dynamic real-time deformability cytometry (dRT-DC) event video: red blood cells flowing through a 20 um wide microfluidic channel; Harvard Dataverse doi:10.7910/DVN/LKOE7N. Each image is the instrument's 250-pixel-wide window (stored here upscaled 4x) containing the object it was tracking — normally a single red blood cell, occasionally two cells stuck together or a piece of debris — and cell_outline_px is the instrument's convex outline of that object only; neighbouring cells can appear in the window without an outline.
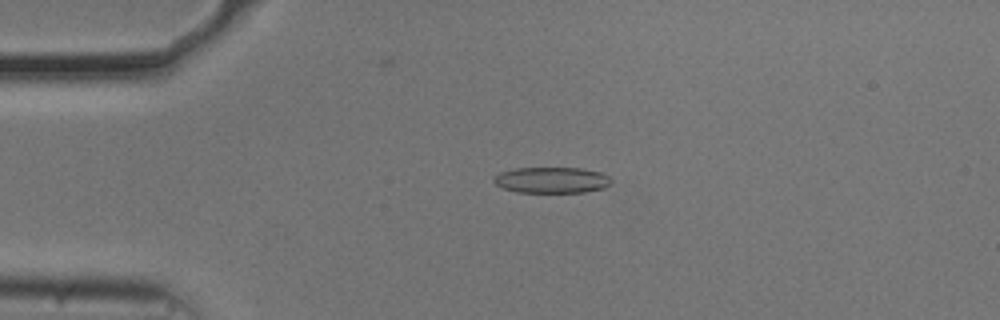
{"species": "common noctule bat (a hibernating species)", "species_latin": "Nyctalus noctula", "temperature_condition": "cold", "stored_images_in_passage": 47, "camera_frame_rate_fps": 3000, "um_per_image_px": 0.085, "animal": {"sex": "male", "body_mass_g": 20.5, "forearm_length_mm": 52.5}, "frame": {"image": 1, "passage_image": 4, "time_ms": 1.0, "image_size_px": [1000, 320], "cell_outline_px": [[612, 180], [604, 188], [584, 192], [516, 192], [504, 188], [496, 184], [492, 180], [500, 172], [516, 168], [580, 168], [600, 172], [608, 176]], "centroid_in_image_um": [46.89, 15.3], "position_along_channel_um": 38.1, "area_um2": 17.63}}
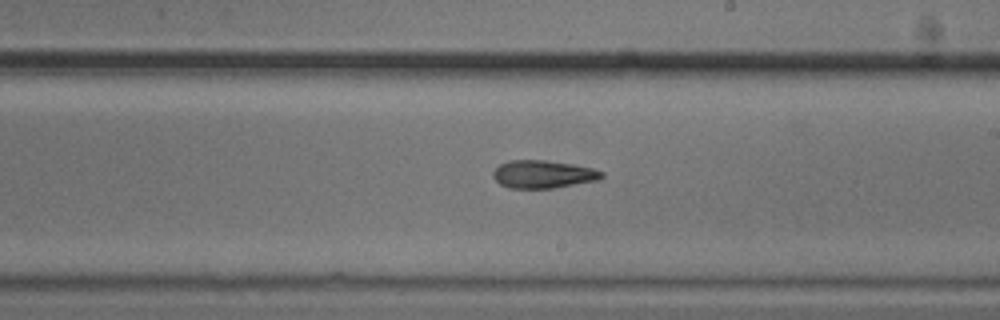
{"frame": {"image": 2, "passage_image": 23, "time_ms": 7.333, "image_size_px": [1000, 320], "cell_outline_px": [[604, 176], [600, 180], [552, 188], [508, 188], [500, 184], [492, 176], [492, 172], [500, 164], [508, 160], [544, 160], [572, 164], [592, 168], [604, 172]], "centroid_in_image_um": [46.16, 14.81], "position_along_channel_um": 242.8, "area_um2": 17.69}}
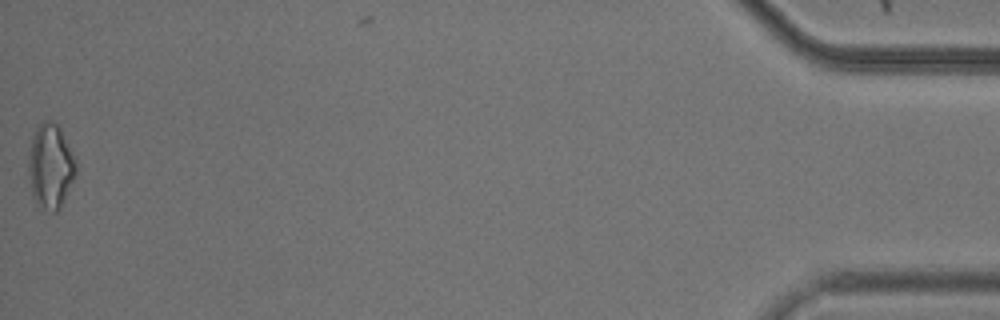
{"frame": {"image": 3, "passage_image": 46, "time_ms": 15.0, "image_size_px": [1000, 320], "cell_outline_px": [[76, 172], [60, 208], [56, 212], [52, 212], [44, 208], [32, 196], [28, 172], [28, 152], [36, 128], [44, 120], [48, 120], [56, 124], [60, 128], [76, 156]], "centroid_in_image_um": [4.3, 14.1], "position_along_channel_um": 430.9, "area_um2": 23.29}}